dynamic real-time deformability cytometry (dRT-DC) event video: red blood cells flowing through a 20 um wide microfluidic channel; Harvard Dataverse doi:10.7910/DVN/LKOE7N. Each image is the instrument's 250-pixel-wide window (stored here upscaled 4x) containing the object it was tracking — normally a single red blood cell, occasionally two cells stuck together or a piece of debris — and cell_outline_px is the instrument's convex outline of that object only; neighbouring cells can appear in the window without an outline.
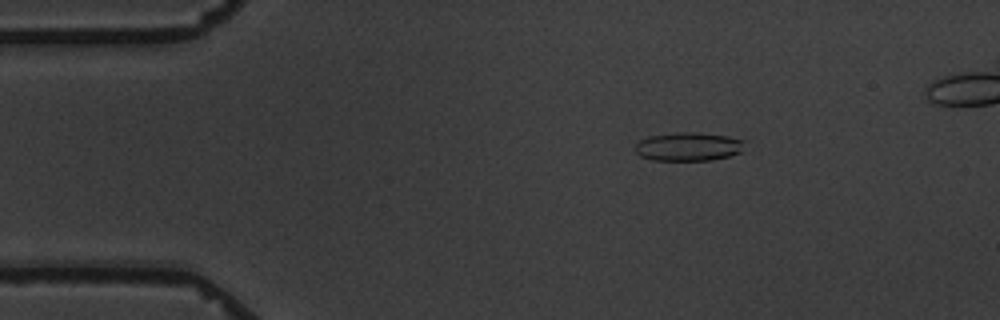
{"species": "common noctule bat (a hibernating species)", "species_latin": "Nyctalus noctula", "temperature_condition": "warm", "stored_images_in_passage": 4, "camera_frame_rate_fps": 3000, "um_per_image_px": 0.085, "animal": {"sex": "male", "body_mass_g": 19.5, "forearm_length_mm": 54.6}, "frame": {"image": 1, "passage_image": 1, "time_ms": 0.0, "image_size_px": [1000, 320], "cell_outline_px": [[748, 140], [740, 152], [728, 156], [712, 160], [652, 160], [640, 156], [636, 152], [636, 144], [640, 140], [648, 136], [676, 132], [696, 132], [728, 136]], "centroid_in_image_um": [58.54, 12.45], "position_along_channel_um": 26.5, "area_um2": 18.38}}